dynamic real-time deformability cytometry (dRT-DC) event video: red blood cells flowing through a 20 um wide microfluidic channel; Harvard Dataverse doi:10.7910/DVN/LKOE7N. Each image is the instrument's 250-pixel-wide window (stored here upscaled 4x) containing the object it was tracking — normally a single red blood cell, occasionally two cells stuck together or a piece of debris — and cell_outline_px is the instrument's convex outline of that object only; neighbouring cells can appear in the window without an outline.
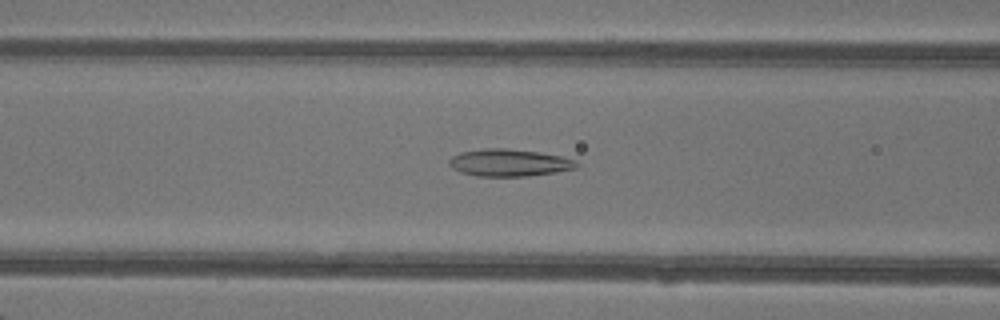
{"species": "common noctule bat (a hibernating species)", "species_latin": "Nyctalus noctula", "temperature_condition": "warm", "stored_images_in_passage": 37, "camera_frame_rate_fps": 3000, "um_per_image_px": 0.085, "animal": {"sex": "female"}, "frame": {"image": 1, "passage_image": 9, "time_ms": 2.667, "image_size_px": [1000, 320], "cell_outline_px": [[580, 164], [576, 168], [556, 172], [528, 176], [476, 176], [460, 172], [452, 168], [448, 164], [448, 160], [452, 156], [460, 152], [484, 148], [508, 148], [540, 152], [564, 156], [576, 160]], "centroid_in_image_um": [43.29, 13.82], "position_along_channel_um": 123.3, "area_um2": 20.52}}
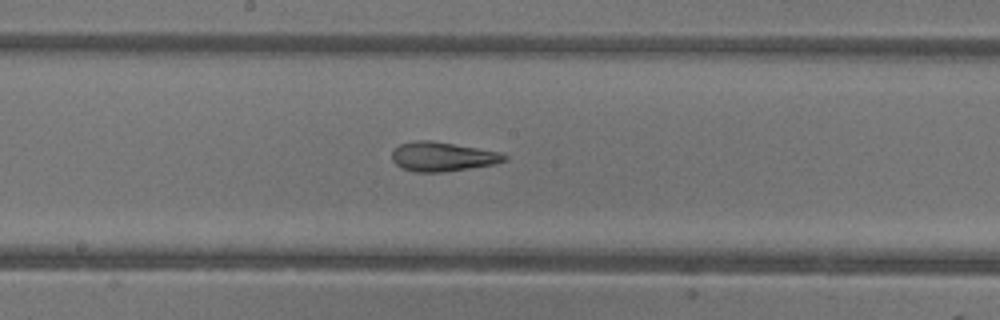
{"frame": {"image": 2, "passage_image": 15, "time_ms": 4.667, "image_size_px": [1000, 320], "cell_outline_px": [[508, 160], [492, 164], [444, 172], [416, 172], [404, 168], [396, 164], [392, 160], [392, 148], [400, 144], [416, 140], [432, 140], [500, 152], [508, 156]], "centroid_in_image_um": [37.59, 13.3], "position_along_channel_um": 210.6, "area_um2": 19.13}}
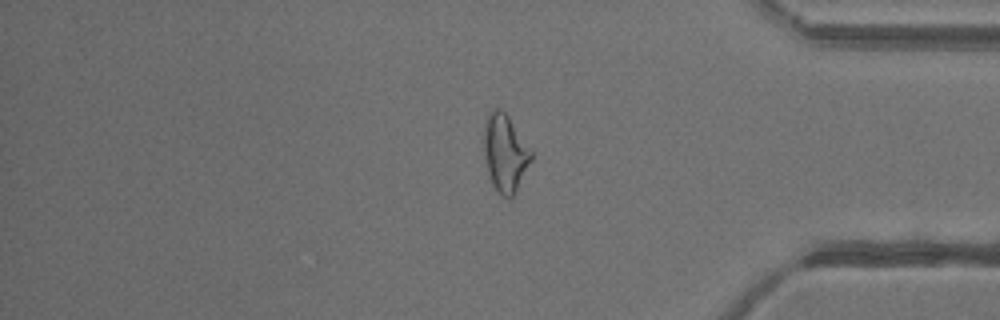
{"frame": {"image": 3, "passage_image": 29, "time_ms": 9.333, "image_size_px": [1000, 320], "cell_outline_px": [[532, 160], [516, 192], [508, 200], [500, 196], [492, 184], [488, 172], [484, 156], [484, 128], [488, 112], [492, 108], [500, 108], [508, 116], [532, 148]], "centroid_in_image_um": [42.95, 13.02], "position_along_channel_um": 392.3, "area_um2": 21.73}, "authors_computed_cell_mechanics": {"area_um2": 20.519, "velocity_mm_per_s": 4.3413, "shape_relaxation_time_tau1_ms": null, "shape_relaxation_time_tau2_ms": 1.879, "deformation_change_tau1": null, "deformation_change_tau2": 0.1116}}